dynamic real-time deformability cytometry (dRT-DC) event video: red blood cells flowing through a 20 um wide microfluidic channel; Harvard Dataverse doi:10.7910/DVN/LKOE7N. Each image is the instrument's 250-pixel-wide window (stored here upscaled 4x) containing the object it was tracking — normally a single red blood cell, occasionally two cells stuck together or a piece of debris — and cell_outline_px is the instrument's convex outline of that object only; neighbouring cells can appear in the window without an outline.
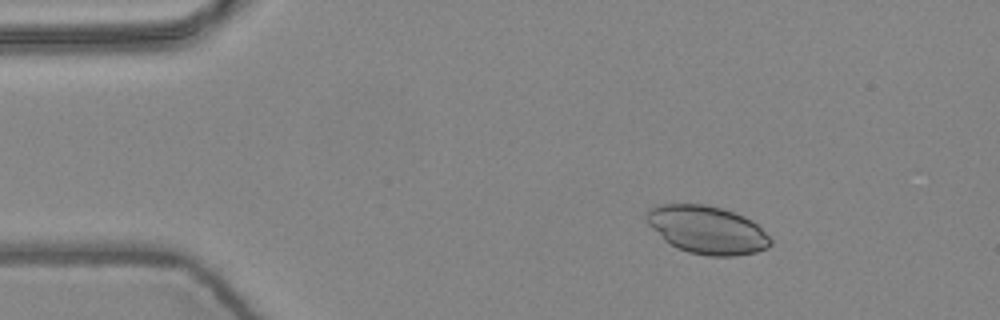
{"species": "common noctule bat (a hibernating species)", "species_latin": "Nyctalus noctula", "temperature_condition": "warm", "stored_images_in_passage": 3, "camera_frame_rate_fps": 3000, "um_per_image_px": 0.085, "animal": {"sex": "female", "body_mass_g": 24.6, "forearm_length_mm": 56.2}, "frame": {"image": 1, "passage_image": 1, "time_ms": 0.0, "image_size_px": [1000, 320], "cell_outline_px": [[772, 244], [768, 248], [756, 252], [736, 256], [708, 256], [688, 252], [676, 248], [664, 240], [648, 224], [648, 208], [656, 204], [704, 204], [720, 208], [744, 216], [752, 220], [772, 240]], "centroid_in_image_um": [60.1, 19.55], "position_along_channel_um": 24.9, "area_um2": 34.56}}